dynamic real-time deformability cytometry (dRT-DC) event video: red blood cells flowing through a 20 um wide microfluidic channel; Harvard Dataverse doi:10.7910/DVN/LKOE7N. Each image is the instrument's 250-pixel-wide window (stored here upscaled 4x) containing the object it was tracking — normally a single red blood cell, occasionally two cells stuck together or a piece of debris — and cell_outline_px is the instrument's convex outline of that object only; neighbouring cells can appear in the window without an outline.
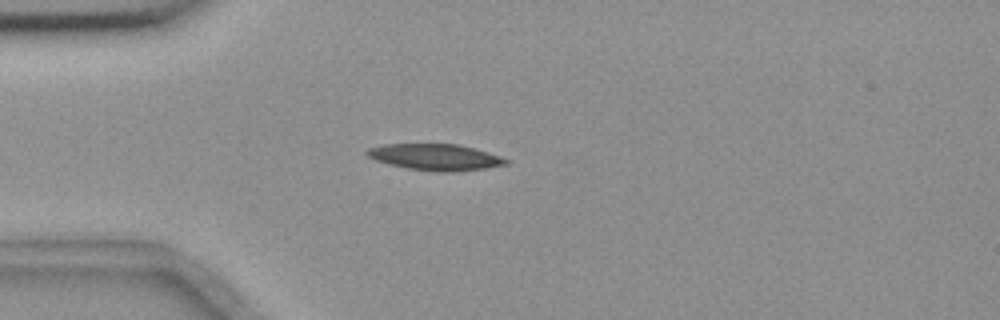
{"species": "common noctule bat (a hibernating species)", "species_latin": "Nyctalus noctula", "temperature_condition": "room temperature", "stored_images_in_passage": 46, "camera_frame_rate_fps": 3000, "um_per_image_px": 0.085, "animal": {"sex": "female", "body_mass_g": 18.4}, "frame": {"image": 1, "passage_image": 12, "time_ms": 3.667, "image_size_px": [1000, 320], "cell_outline_px": [[508, 164], [484, 168], [452, 172], [436, 172], [408, 168], [388, 164], [376, 160], [368, 156], [364, 152], [368, 148], [384, 144], [460, 144], [476, 148], [500, 156], [508, 160]], "centroid_in_image_um": [37.0, 13.35], "position_along_channel_um": 48.0, "area_um2": 21.33}}
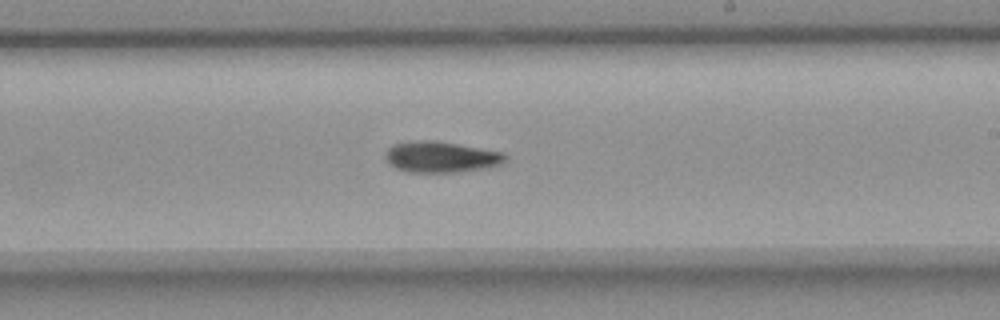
{"frame": {"image": 2, "passage_image": 30, "time_ms": 9.667, "image_size_px": [1000, 320], "cell_outline_px": [[508, 156], [500, 164], [488, 168], [456, 172], [408, 172], [396, 168], [388, 164], [384, 156], [388, 148], [392, 144], [412, 140], [436, 140], [504, 152]], "centroid_in_image_um": [37.46, 13.33], "position_along_channel_um": 251.5, "area_um2": 21.96}}
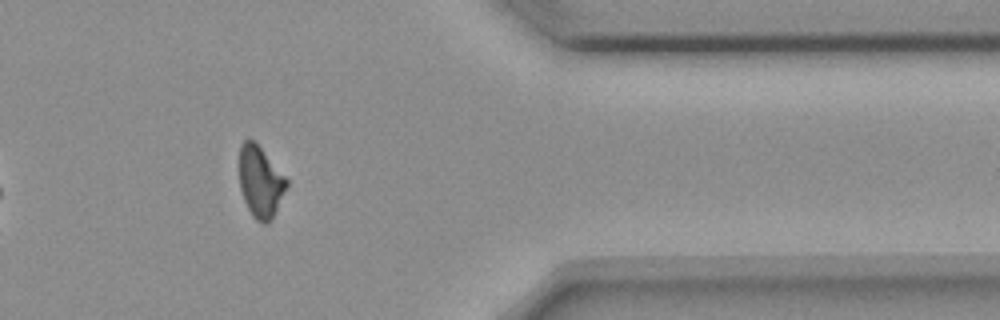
{"frame": {"image": 3, "passage_image": 43, "time_ms": 14.0, "image_size_px": [1000, 320], "cell_outline_px": [[288, 184], [272, 220], [268, 224], [264, 224], [256, 220], [252, 216], [244, 200], [240, 188], [240, 144], [248, 136], [260, 148], [288, 180]], "centroid_in_image_um": [22.12, 15.48], "position_along_channel_um": 389.3, "area_um2": 19.42}}